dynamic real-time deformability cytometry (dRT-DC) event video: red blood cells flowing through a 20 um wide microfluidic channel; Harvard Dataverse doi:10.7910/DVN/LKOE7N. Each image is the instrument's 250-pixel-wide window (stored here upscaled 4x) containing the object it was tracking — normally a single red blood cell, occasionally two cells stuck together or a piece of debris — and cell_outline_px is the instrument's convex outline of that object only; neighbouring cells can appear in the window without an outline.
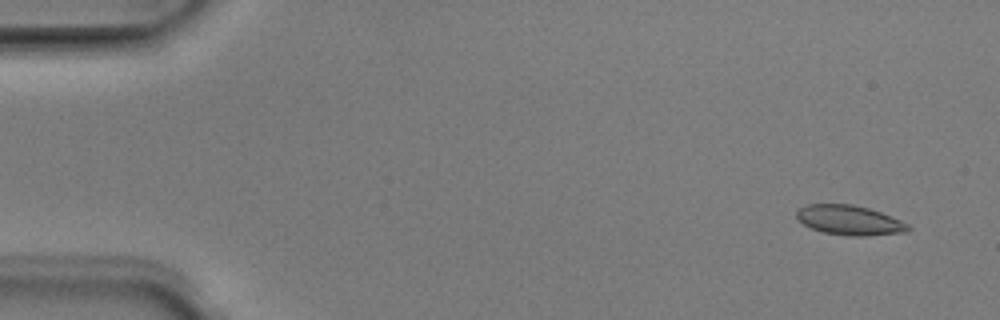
{"species": "Egyptian fruit bat (a non-hibernating species)", "species_latin": "Rousettus aegyptiacus", "temperature_condition": "room temperature", "stored_images_in_passage": 51, "camera_frame_rate_fps": 3000, "um_per_image_px": 0.085, "animal": {"sex": "male"}, "frame": {"image": 1, "passage_image": 3, "time_ms": 0.667, "image_size_px": [1000, 320], "cell_outline_px": [[912, 228], [908, 232], [868, 236], [848, 236], [824, 232], [812, 228], [804, 224], [796, 216], [796, 212], [800, 208], [808, 204], [852, 204], [868, 208], [880, 212], [900, 220], [908, 224]], "centroid_in_image_um": [72.24, 18.72], "position_along_channel_um": 12.8, "area_um2": 19.25}}
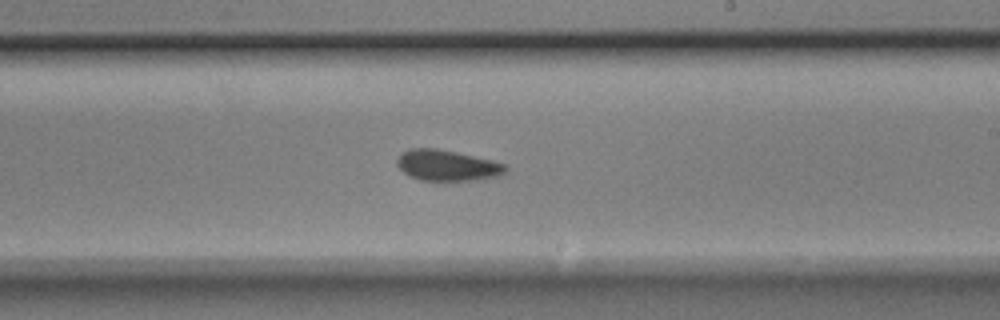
{"frame": {"image": 2, "passage_image": 30, "time_ms": 9.667, "image_size_px": [1000, 320], "cell_outline_px": [[508, 172], [504, 176], [476, 180], [420, 180], [408, 176], [396, 164], [396, 160], [404, 152], [412, 148], [436, 148], [456, 152], [492, 160], [508, 164]], "centroid_in_image_um": [38.1, 14.07], "position_along_channel_um": 250.9, "area_um2": 19.71}}
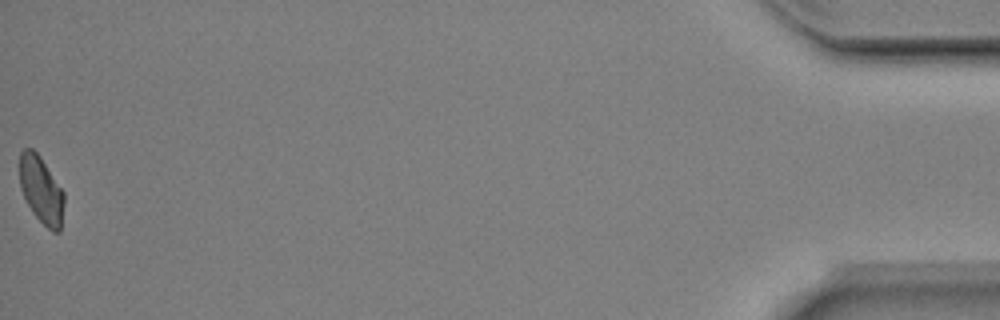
{"frame": {"image": 3, "passage_image": 51, "time_ms": 16.667, "image_size_px": [1000, 320], "cell_outline_px": [[64, 204], [60, 232], [52, 232], [32, 212], [20, 188], [20, 152], [24, 148], [32, 148], [40, 156], [64, 192]], "centroid_in_image_um": [3.51, 16.14], "position_along_channel_um": 431.7, "area_um2": 17.28}, "authors_computed_cell_mechanics": {"area_um2": 19.0162, "velocity_mm_per_s": 3.9818, "shape_relaxation_time_tau1_ms": 3.1665, "shape_relaxation_time_tau2_ms": 2.3498, "deformation_change_tau1": 0.0833, "deformation_change_tau2": 0.0566}}